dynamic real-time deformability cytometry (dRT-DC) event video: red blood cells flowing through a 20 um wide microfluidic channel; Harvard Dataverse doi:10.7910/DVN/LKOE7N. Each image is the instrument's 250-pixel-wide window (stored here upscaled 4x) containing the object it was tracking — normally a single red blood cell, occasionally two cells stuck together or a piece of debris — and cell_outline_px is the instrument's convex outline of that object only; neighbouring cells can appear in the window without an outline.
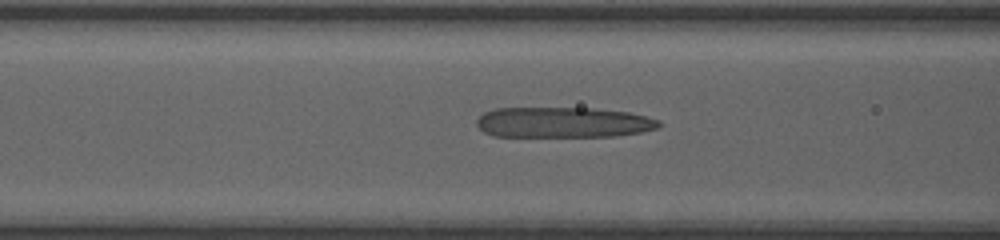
{"species": "human", "species_latin": "Homo sapiens", "temperature_condition": "room temperature", "stored_images_in_passage": 47, "camera_frame_rate_fps": 3000, "um_per_image_px": 0.085, "donor": {"sex": "female"}, "frame": {"image": 1, "passage_image": 19, "time_ms": 6.0, "image_size_px": [1000, 240], "cell_outline_px": [[660, 124], [656, 128], [640, 132], [616, 136], [492, 136], [484, 132], [476, 124], [476, 120], [484, 112], [496, 108], [592, 108], [628, 112], [660, 120]], "centroid_in_image_um": [47.83, 10.4], "position_along_channel_um": 118.8, "area_um2": 32.31}}
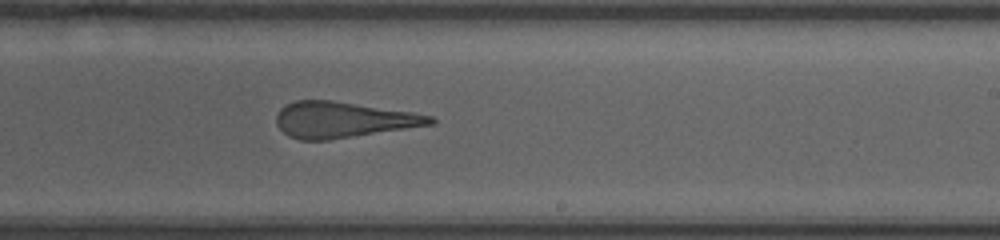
{"frame": {"image": 2, "passage_image": 29, "time_ms": 9.333, "image_size_px": [1000, 240], "cell_outline_px": [[436, 124], [328, 140], [300, 140], [288, 136], [276, 124], [276, 116], [280, 108], [296, 100], [332, 100], [412, 112], [432, 116], [436, 120]], "centroid_in_image_um": [29.16, 10.18], "position_along_channel_um": 259.8, "area_um2": 32.14}}
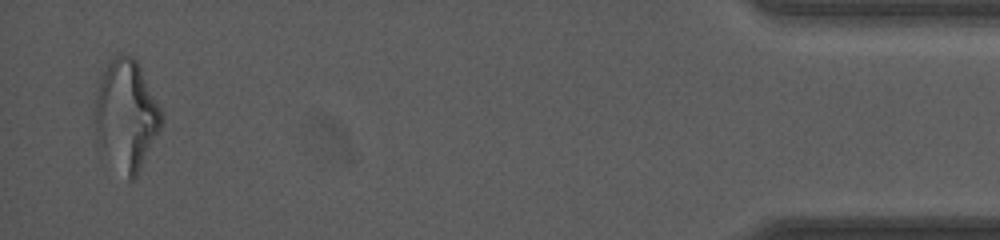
{"frame": {"image": 3, "passage_image": 46, "time_ms": 15.0, "image_size_px": [1000, 240], "cell_outline_px": [[164, 120], [136, 176], [132, 180], [128, 180], [104, 148], [96, 132], [92, 120], [96, 92], [100, 80], [112, 56], [120, 52], [132, 56], [136, 60], [164, 116]], "centroid_in_image_um": [10.72, 9.7], "position_along_channel_um": 424.5, "area_um2": 41.73}, "authors_computed_cell_mechanics": {"area_um2": 33.3506, "velocity_mm_per_s": 4.2293, "shape_relaxation_time_tau1_ms": 4.0141, "shape_relaxation_time_tau2_ms": 0.6163, "deformation_change_tau1": 0.2066, "deformation_change_tau2": 0.1429}}